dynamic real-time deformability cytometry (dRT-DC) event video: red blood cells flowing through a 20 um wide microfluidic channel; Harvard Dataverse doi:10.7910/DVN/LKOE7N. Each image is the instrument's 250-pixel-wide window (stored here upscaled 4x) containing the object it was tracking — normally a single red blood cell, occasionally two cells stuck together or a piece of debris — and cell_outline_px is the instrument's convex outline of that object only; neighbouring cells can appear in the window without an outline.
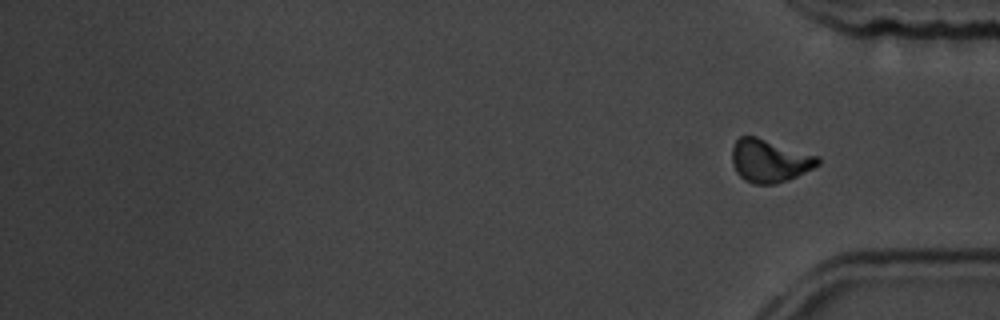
{"species": "common noctule bat (a hibernating species)", "species_latin": "Nyctalus noctula", "temperature_condition": "room temperature", "stored_images_in_passage": 19, "camera_frame_rate_fps": 3000, "um_per_image_px": 0.085, "animal": {"sex": "male", "body_mass_g": 19.5, "forearm_length_mm": 54.6}, "frame": {"image": 1, "passage_image": 19, "time_ms": 20.667, "image_size_px": [1000, 320], "cell_outline_px": [[820, 164], [788, 180], [776, 184], [756, 184], [744, 180], [736, 172], [732, 164], [732, 148], [736, 140], [740, 136], [756, 136], [820, 156]], "centroid_in_image_um": [65.41, 13.66], "position_along_channel_um": 369.8, "area_um2": 21.56}, "authors_computed_cell_mechanics": {"area_um2": 16.2996, "velocity_mm_per_s": 3.6183, "shape_relaxation_time_tau1_ms": 3.6974, "shape_relaxation_time_tau2_ms": 3.2009, "deformation_change_tau1": 0.0905, "deformation_change_tau2": 0.0775}}